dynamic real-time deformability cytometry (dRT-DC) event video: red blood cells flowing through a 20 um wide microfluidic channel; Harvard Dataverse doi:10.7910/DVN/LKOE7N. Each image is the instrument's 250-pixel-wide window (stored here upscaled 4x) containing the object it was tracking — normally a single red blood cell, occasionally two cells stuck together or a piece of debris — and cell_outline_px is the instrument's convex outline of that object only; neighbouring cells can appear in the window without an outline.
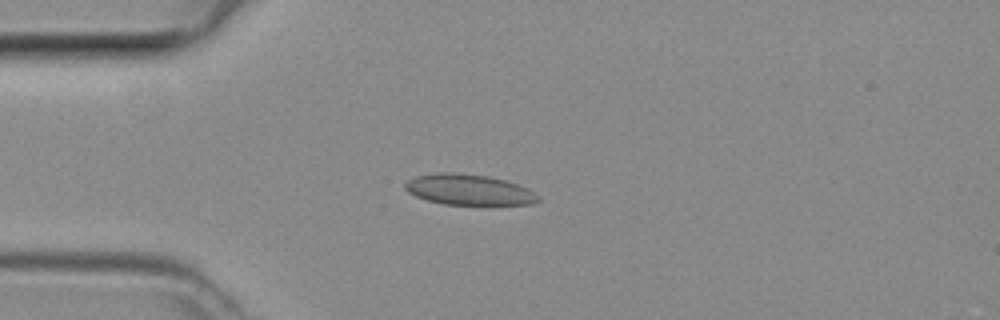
{"species": "common noctule bat (a hibernating species)", "species_latin": "Nyctalus noctula", "temperature_condition": "room temperature", "stored_images_in_passage": 2, "camera_frame_rate_fps": 3000, "um_per_image_px": 0.085, "animal": {"sex": "female", "body_mass_g": 29.2, "forearm_length_mm": 56.3}, "frame": {"image": 1, "passage_image": 2, "time_ms": 0.333, "image_size_px": [1000, 320], "cell_outline_px": [[540, 200], [532, 204], [444, 204], [428, 200], [416, 196], [408, 192], [404, 188], [404, 184], [408, 180], [416, 176], [436, 172], [456, 172], [488, 176], [504, 180], [528, 188], [540, 196]], "centroid_in_image_um": [39.84, 16.11], "position_along_channel_um": 45.2, "area_um2": 23.7}}